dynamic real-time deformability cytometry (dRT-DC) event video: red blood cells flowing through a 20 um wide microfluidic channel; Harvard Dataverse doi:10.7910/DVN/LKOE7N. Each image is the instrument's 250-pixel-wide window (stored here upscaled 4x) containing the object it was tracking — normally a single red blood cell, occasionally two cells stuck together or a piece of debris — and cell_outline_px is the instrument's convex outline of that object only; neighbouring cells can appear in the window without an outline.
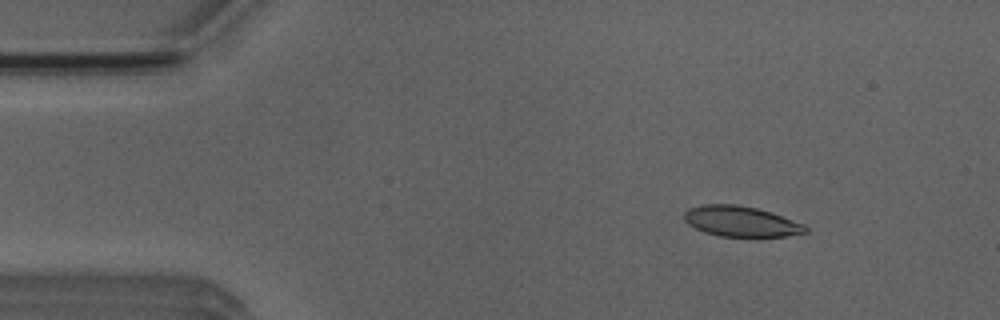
{"species": "Egyptian fruit bat (a non-hibernating species)", "species_latin": "Rousettus aegyptiacus", "temperature_condition": "room temperature", "stored_images_in_passage": 5, "camera_frame_rate_fps": 3000, "um_per_image_px": 0.085, "animal": {"sex": "male"}, "frame": {"image": 1, "passage_image": 2, "time_ms": 2.0, "image_size_px": [1000, 320], "cell_outline_px": [[808, 232], [788, 236], [720, 236], [704, 232], [688, 224], [684, 220], [684, 212], [688, 208], [704, 204], [736, 204], [756, 208], [772, 212], [804, 224], [808, 228]], "centroid_in_image_um": [62.98, 18.81], "position_along_channel_um": 22.0, "area_um2": 21.56}}